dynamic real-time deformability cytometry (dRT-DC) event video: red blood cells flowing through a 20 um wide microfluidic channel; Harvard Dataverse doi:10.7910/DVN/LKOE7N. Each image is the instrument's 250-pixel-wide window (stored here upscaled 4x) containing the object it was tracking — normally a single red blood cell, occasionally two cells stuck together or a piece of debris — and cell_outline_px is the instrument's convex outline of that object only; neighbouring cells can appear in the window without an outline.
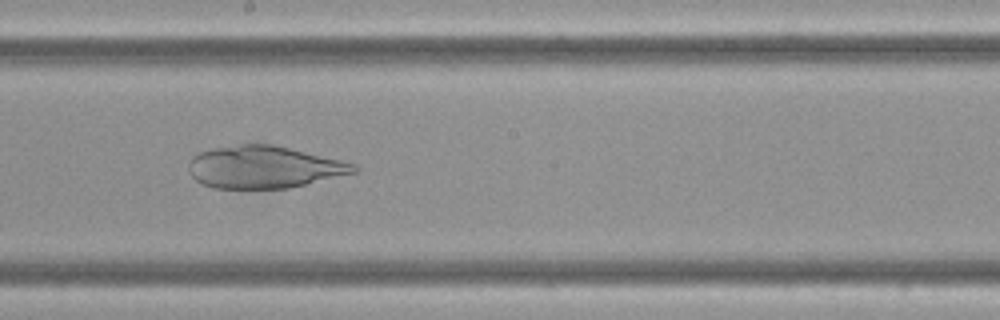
{"species": "Egyptian fruit bat (a non-hibernating species)", "species_latin": "Rousettus aegyptiacus", "temperature_condition": "cold", "stored_images_in_passage": 6, "camera_frame_rate_fps": 3000, "um_per_image_px": 0.085, "frame": {"image": 1, "passage_image": 5, "time_ms": 1.333, "image_size_px": [1000, 320], "cell_outline_px": [[360, 168], [356, 172], [288, 188], [212, 188], [200, 184], [188, 172], [188, 164], [192, 156], [196, 152], [212, 148], [244, 144], [272, 144], [340, 160], [356, 164]], "centroid_in_image_um": [22.37, 14.2], "position_along_channel_um": 225.8, "area_um2": 40.63}}
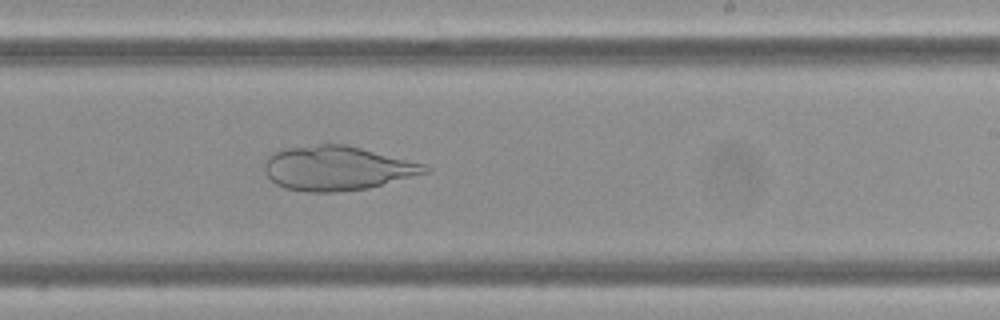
{"frame": {"image": 2, "passage_image": 6, "time_ms": 1.667, "image_size_px": [1000, 320], "cell_outline_px": [[432, 168], [428, 172], [368, 188], [336, 192], [308, 192], [284, 188], [276, 184], [268, 176], [264, 168], [264, 164], [268, 156], [284, 148], [320, 144], [344, 144], [424, 164]], "centroid_in_image_um": [28.62, 14.3], "position_along_channel_um": 260.4, "area_um2": 41.04}}